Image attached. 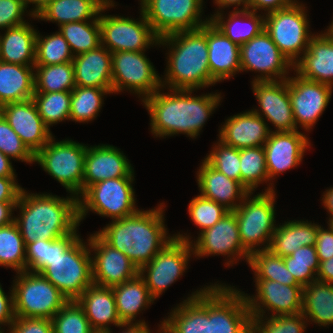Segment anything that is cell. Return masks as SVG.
Wrapping results in <instances>:
<instances>
[{
	"label": "cell",
	"mask_w": 333,
	"mask_h": 333,
	"mask_svg": "<svg viewBox=\"0 0 333 333\" xmlns=\"http://www.w3.org/2000/svg\"><path fill=\"white\" fill-rule=\"evenodd\" d=\"M307 322L302 312L282 316H251L254 333H304Z\"/></svg>",
	"instance_id": "49"
},
{
	"label": "cell",
	"mask_w": 333,
	"mask_h": 333,
	"mask_svg": "<svg viewBox=\"0 0 333 333\" xmlns=\"http://www.w3.org/2000/svg\"><path fill=\"white\" fill-rule=\"evenodd\" d=\"M158 206L112 220L96 233L108 245L126 254L140 270L175 238L167 233L163 202Z\"/></svg>",
	"instance_id": "4"
},
{
	"label": "cell",
	"mask_w": 333,
	"mask_h": 333,
	"mask_svg": "<svg viewBox=\"0 0 333 333\" xmlns=\"http://www.w3.org/2000/svg\"><path fill=\"white\" fill-rule=\"evenodd\" d=\"M254 280L256 295L248 296L247 293H244L251 316H264L266 310L272 311L270 316L302 312V285H286L264 279Z\"/></svg>",
	"instance_id": "18"
},
{
	"label": "cell",
	"mask_w": 333,
	"mask_h": 333,
	"mask_svg": "<svg viewBox=\"0 0 333 333\" xmlns=\"http://www.w3.org/2000/svg\"><path fill=\"white\" fill-rule=\"evenodd\" d=\"M0 151L13 160L34 162V154L0 114Z\"/></svg>",
	"instance_id": "52"
},
{
	"label": "cell",
	"mask_w": 333,
	"mask_h": 333,
	"mask_svg": "<svg viewBox=\"0 0 333 333\" xmlns=\"http://www.w3.org/2000/svg\"><path fill=\"white\" fill-rule=\"evenodd\" d=\"M46 126L69 120L71 92L34 93L32 98Z\"/></svg>",
	"instance_id": "46"
},
{
	"label": "cell",
	"mask_w": 333,
	"mask_h": 333,
	"mask_svg": "<svg viewBox=\"0 0 333 333\" xmlns=\"http://www.w3.org/2000/svg\"><path fill=\"white\" fill-rule=\"evenodd\" d=\"M319 224L293 220L276 225L269 250L281 257L288 256L298 248L313 246L316 243Z\"/></svg>",
	"instance_id": "36"
},
{
	"label": "cell",
	"mask_w": 333,
	"mask_h": 333,
	"mask_svg": "<svg viewBox=\"0 0 333 333\" xmlns=\"http://www.w3.org/2000/svg\"><path fill=\"white\" fill-rule=\"evenodd\" d=\"M25 252V271L42 274L69 301L93 284L92 252L77 229L55 240L26 244Z\"/></svg>",
	"instance_id": "1"
},
{
	"label": "cell",
	"mask_w": 333,
	"mask_h": 333,
	"mask_svg": "<svg viewBox=\"0 0 333 333\" xmlns=\"http://www.w3.org/2000/svg\"><path fill=\"white\" fill-rule=\"evenodd\" d=\"M185 235L178 232V234H174V237L190 242L194 257L202 258L209 255H224L226 257L227 255L229 261L225 264L228 267L239 259L244 258L247 263L249 261L250 253L242 246L237 217L233 211L227 212L211 228L199 233L196 241L193 242L187 234Z\"/></svg>",
	"instance_id": "15"
},
{
	"label": "cell",
	"mask_w": 333,
	"mask_h": 333,
	"mask_svg": "<svg viewBox=\"0 0 333 333\" xmlns=\"http://www.w3.org/2000/svg\"><path fill=\"white\" fill-rule=\"evenodd\" d=\"M4 329L3 328H0V333H4ZM8 333V332H7Z\"/></svg>",
	"instance_id": "71"
},
{
	"label": "cell",
	"mask_w": 333,
	"mask_h": 333,
	"mask_svg": "<svg viewBox=\"0 0 333 333\" xmlns=\"http://www.w3.org/2000/svg\"><path fill=\"white\" fill-rule=\"evenodd\" d=\"M8 333H53L50 319L15 317L8 328Z\"/></svg>",
	"instance_id": "54"
},
{
	"label": "cell",
	"mask_w": 333,
	"mask_h": 333,
	"mask_svg": "<svg viewBox=\"0 0 333 333\" xmlns=\"http://www.w3.org/2000/svg\"><path fill=\"white\" fill-rule=\"evenodd\" d=\"M37 32L28 22L6 29L0 34V61L35 66Z\"/></svg>",
	"instance_id": "32"
},
{
	"label": "cell",
	"mask_w": 333,
	"mask_h": 333,
	"mask_svg": "<svg viewBox=\"0 0 333 333\" xmlns=\"http://www.w3.org/2000/svg\"><path fill=\"white\" fill-rule=\"evenodd\" d=\"M11 158L0 151V177H16Z\"/></svg>",
	"instance_id": "62"
},
{
	"label": "cell",
	"mask_w": 333,
	"mask_h": 333,
	"mask_svg": "<svg viewBox=\"0 0 333 333\" xmlns=\"http://www.w3.org/2000/svg\"><path fill=\"white\" fill-rule=\"evenodd\" d=\"M315 248L319 261L333 257V223H328L327 229L318 227Z\"/></svg>",
	"instance_id": "55"
},
{
	"label": "cell",
	"mask_w": 333,
	"mask_h": 333,
	"mask_svg": "<svg viewBox=\"0 0 333 333\" xmlns=\"http://www.w3.org/2000/svg\"><path fill=\"white\" fill-rule=\"evenodd\" d=\"M254 111L248 110L230 116L219 129V140L236 149L263 146L271 129Z\"/></svg>",
	"instance_id": "25"
},
{
	"label": "cell",
	"mask_w": 333,
	"mask_h": 333,
	"mask_svg": "<svg viewBox=\"0 0 333 333\" xmlns=\"http://www.w3.org/2000/svg\"><path fill=\"white\" fill-rule=\"evenodd\" d=\"M283 259L286 268L303 287L317 280L320 262L315 245L298 248Z\"/></svg>",
	"instance_id": "47"
},
{
	"label": "cell",
	"mask_w": 333,
	"mask_h": 333,
	"mask_svg": "<svg viewBox=\"0 0 333 333\" xmlns=\"http://www.w3.org/2000/svg\"><path fill=\"white\" fill-rule=\"evenodd\" d=\"M204 159L213 168L241 184L240 149L229 146L218 139V142Z\"/></svg>",
	"instance_id": "50"
},
{
	"label": "cell",
	"mask_w": 333,
	"mask_h": 333,
	"mask_svg": "<svg viewBox=\"0 0 333 333\" xmlns=\"http://www.w3.org/2000/svg\"><path fill=\"white\" fill-rule=\"evenodd\" d=\"M246 333H254V331L250 328Z\"/></svg>",
	"instance_id": "69"
},
{
	"label": "cell",
	"mask_w": 333,
	"mask_h": 333,
	"mask_svg": "<svg viewBox=\"0 0 333 333\" xmlns=\"http://www.w3.org/2000/svg\"><path fill=\"white\" fill-rule=\"evenodd\" d=\"M233 287L221 283L208 286L209 333H246L251 328L244 292Z\"/></svg>",
	"instance_id": "12"
},
{
	"label": "cell",
	"mask_w": 333,
	"mask_h": 333,
	"mask_svg": "<svg viewBox=\"0 0 333 333\" xmlns=\"http://www.w3.org/2000/svg\"><path fill=\"white\" fill-rule=\"evenodd\" d=\"M326 34L333 39V21L330 23V26H328V29L325 30Z\"/></svg>",
	"instance_id": "66"
},
{
	"label": "cell",
	"mask_w": 333,
	"mask_h": 333,
	"mask_svg": "<svg viewBox=\"0 0 333 333\" xmlns=\"http://www.w3.org/2000/svg\"><path fill=\"white\" fill-rule=\"evenodd\" d=\"M146 1H148V0H140V5L142 6Z\"/></svg>",
	"instance_id": "68"
},
{
	"label": "cell",
	"mask_w": 333,
	"mask_h": 333,
	"mask_svg": "<svg viewBox=\"0 0 333 333\" xmlns=\"http://www.w3.org/2000/svg\"><path fill=\"white\" fill-rule=\"evenodd\" d=\"M161 89L142 101L151 118V133L159 138L182 133L196 139L222 99L217 92L192 96L196 90L169 89L164 93Z\"/></svg>",
	"instance_id": "2"
},
{
	"label": "cell",
	"mask_w": 333,
	"mask_h": 333,
	"mask_svg": "<svg viewBox=\"0 0 333 333\" xmlns=\"http://www.w3.org/2000/svg\"><path fill=\"white\" fill-rule=\"evenodd\" d=\"M111 93L113 94V90L76 86L71 91L69 120L79 123L94 120L104 104L103 96Z\"/></svg>",
	"instance_id": "40"
},
{
	"label": "cell",
	"mask_w": 333,
	"mask_h": 333,
	"mask_svg": "<svg viewBox=\"0 0 333 333\" xmlns=\"http://www.w3.org/2000/svg\"><path fill=\"white\" fill-rule=\"evenodd\" d=\"M248 264L255 279L276 281L286 285H300L286 268L283 257L269 249L257 250L250 254Z\"/></svg>",
	"instance_id": "41"
},
{
	"label": "cell",
	"mask_w": 333,
	"mask_h": 333,
	"mask_svg": "<svg viewBox=\"0 0 333 333\" xmlns=\"http://www.w3.org/2000/svg\"><path fill=\"white\" fill-rule=\"evenodd\" d=\"M0 114L34 155L53 137L33 99L5 104Z\"/></svg>",
	"instance_id": "22"
},
{
	"label": "cell",
	"mask_w": 333,
	"mask_h": 333,
	"mask_svg": "<svg viewBox=\"0 0 333 333\" xmlns=\"http://www.w3.org/2000/svg\"><path fill=\"white\" fill-rule=\"evenodd\" d=\"M134 177L112 178L89 186L79 197V221L90 211L112 220L137 213Z\"/></svg>",
	"instance_id": "9"
},
{
	"label": "cell",
	"mask_w": 333,
	"mask_h": 333,
	"mask_svg": "<svg viewBox=\"0 0 333 333\" xmlns=\"http://www.w3.org/2000/svg\"><path fill=\"white\" fill-rule=\"evenodd\" d=\"M26 9L29 8L28 4H32L35 5L33 6L34 8H32V11H29V15L32 18H36L41 12L42 10L53 0H22Z\"/></svg>",
	"instance_id": "64"
},
{
	"label": "cell",
	"mask_w": 333,
	"mask_h": 333,
	"mask_svg": "<svg viewBox=\"0 0 333 333\" xmlns=\"http://www.w3.org/2000/svg\"><path fill=\"white\" fill-rule=\"evenodd\" d=\"M291 4L289 0H250L249 10L257 12L258 10L266 11L268 14L277 10L284 9Z\"/></svg>",
	"instance_id": "58"
},
{
	"label": "cell",
	"mask_w": 333,
	"mask_h": 333,
	"mask_svg": "<svg viewBox=\"0 0 333 333\" xmlns=\"http://www.w3.org/2000/svg\"><path fill=\"white\" fill-rule=\"evenodd\" d=\"M159 327H160V328H159L158 330H159L160 333H169V332L163 327V322H161V324H159ZM159 332H158V333H159Z\"/></svg>",
	"instance_id": "67"
},
{
	"label": "cell",
	"mask_w": 333,
	"mask_h": 333,
	"mask_svg": "<svg viewBox=\"0 0 333 333\" xmlns=\"http://www.w3.org/2000/svg\"><path fill=\"white\" fill-rule=\"evenodd\" d=\"M34 66L0 61V106L33 98Z\"/></svg>",
	"instance_id": "35"
},
{
	"label": "cell",
	"mask_w": 333,
	"mask_h": 333,
	"mask_svg": "<svg viewBox=\"0 0 333 333\" xmlns=\"http://www.w3.org/2000/svg\"><path fill=\"white\" fill-rule=\"evenodd\" d=\"M74 56L101 45L99 20L70 22L59 27Z\"/></svg>",
	"instance_id": "42"
},
{
	"label": "cell",
	"mask_w": 333,
	"mask_h": 333,
	"mask_svg": "<svg viewBox=\"0 0 333 333\" xmlns=\"http://www.w3.org/2000/svg\"><path fill=\"white\" fill-rule=\"evenodd\" d=\"M199 167L196 174L202 197L223 205L229 211H234L249 193L238 181L228 178L205 159Z\"/></svg>",
	"instance_id": "28"
},
{
	"label": "cell",
	"mask_w": 333,
	"mask_h": 333,
	"mask_svg": "<svg viewBox=\"0 0 333 333\" xmlns=\"http://www.w3.org/2000/svg\"><path fill=\"white\" fill-rule=\"evenodd\" d=\"M25 247L24 240L14 221L0 227V266L12 268L16 273L25 271Z\"/></svg>",
	"instance_id": "43"
},
{
	"label": "cell",
	"mask_w": 333,
	"mask_h": 333,
	"mask_svg": "<svg viewBox=\"0 0 333 333\" xmlns=\"http://www.w3.org/2000/svg\"><path fill=\"white\" fill-rule=\"evenodd\" d=\"M16 204L17 202H0V227L6 226L14 221L13 211Z\"/></svg>",
	"instance_id": "60"
},
{
	"label": "cell",
	"mask_w": 333,
	"mask_h": 333,
	"mask_svg": "<svg viewBox=\"0 0 333 333\" xmlns=\"http://www.w3.org/2000/svg\"><path fill=\"white\" fill-rule=\"evenodd\" d=\"M51 321L53 333H96L76 300L68 301Z\"/></svg>",
	"instance_id": "48"
},
{
	"label": "cell",
	"mask_w": 333,
	"mask_h": 333,
	"mask_svg": "<svg viewBox=\"0 0 333 333\" xmlns=\"http://www.w3.org/2000/svg\"><path fill=\"white\" fill-rule=\"evenodd\" d=\"M259 109H252L257 115L275 127L276 132L296 131L293 110L286 80L251 81ZM265 117V118H264Z\"/></svg>",
	"instance_id": "21"
},
{
	"label": "cell",
	"mask_w": 333,
	"mask_h": 333,
	"mask_svg": "<svg viewBox=\"0 0 333 333\" xmlns=\"http://www.w3.org/2000/svg\"><path fill=\"white\" fill-rule=\"evenodd\" d=\"M110 0H53L36 17L42 21L58 23V26L70 22L99 20L101 9Z\"/></svg>",
	"instance_id": "37"
},
{
	"label": "cell",
	"mask_w": 333,
	"mask_h": 333,
	"mask_svg": "<svg viewBox=\"0 0 333 333\" xmlns=\"http://www.w3.org/2000/svg\"><path fill=\"white\" fill-rule=\"evenodd\" d=\"M207 44L210 74L216 83L241 72L240 46L226 37L211 21L207 23Z\"/></svg>",
	"instance_id": "29"
},
{
	"label": "cell",
	"mask_w": 333,
	"mask_h": 333,
	"mask_svg": "<svg viewBox=\"0 0 333 333\" xmlns=\"http://www.w3.org/2000/svg\"><path fill=\"white\" fill-rule=\"evenodd\" d=\"M142 52L119 51L112 53L113 93L124 89L142 97V101L162 88L161 77L149 58Z\"/></svg>",
	"instance_id": "14"
},
{
	"label": "cell",
	"mask_w": 333,
	"mask_h": 333,
	"mask_svg": "<svg viewBox=\"0 0 333 333\" xmlns=\"http://www.w3.org/2000/svg\"><path fill=\"white\" fill-rule=\"evenodd\" d=\"M253 193L249 192L233 211L237 217L242 246L250 254L257 250H267L276 228V193L273 183L269 182L265 192L252 197Z\"/></svg>",
	"instance_id": "6"
},
{
	"label": "cell",
	"mask_w": 333,
	"mask_h": 333,
	"mask_svg": "<svg viewBox=\"0 0 333 333\" xmlns=\"http://www.w3.org/2000/svg\"><path fill=\"white\" fill-rule=\"evenodd\" d=\"M10 291L9 297L0 284V328L4 325L10 327L15 319L12 288Z\"/></svg>",
	"instance_id": "57"
},
{
	"label": "cell",
	"mask_w": 333,
	"mask_h": 333,
	"mask_svg": "<svg viewBox=\"0 0 333 333\" xmlns=\"http://www.w3.org/2000/svg\"><path fill=\"white\" fill-rule=\"evenodd\" d=\"M114 6V1L110 0L99 13L101 44L105 48L111 53L142 52L150 48V45H159L160 37L153 31L141 9L140 20L102 14Z\"/></svg>",
	"instance_id": "11"
},
{
	"label": "cell",
	"mask_w": 333,
	"mask_h": 333,
	"mask_svg": "<svg viewBox=\"0 0 333 333\" xmlns=\"http://www.w3.org/2000/svg\"><path fill=\"white\" fill-rule=\"evenodd\" d=\"M76 86L112 90V53L102 44L73 58Z\"/></svg>",
	"instance_id": "30"
},
{
	"label": "cell",
	"mask_w": 333,
	"mask_h": 333,
	"mask_svg": "<svg viewBox=\"0 0 333 333\" xmlns=\"http://www.w3.org/2000/svg\"><path fill=\"white\" fill-rule=\"evenodd\" d=\"M225 18L217 12L210 16V21L231 41L238 46L257 36L265 27V15L251 10H233ZM227 19V20H225Z\"/></svg>",
	"instance_id": "34"
},
{
	"label": "cell",
	"mask_w": 333,
	"mask_h": 333,
	"mask_svg": "<svg viewBox=\"0 0 333 333\" xmlns=\"http://www.w3.org/2000/svg\"><path fill=\"white\" fill-rule=\"evenodd\" d=\"M116 310L122 323H146L135 320L141 311L155 301L144 279L138 274L135 278L112 287ZM135 321V322H134Z\"/></svg>",
	"instance_id": "33"
},
{
	"label": "cell",
	"mask_w": 333,
	"mask_h": 333,
	"mask_svg": "<svg viewBox=\"0 0 333 333\" xmlns=\"http://www.w3.org/2000/svg\"><path fill=\"white\" fill-rule=\"evenodd\" d=\"M21 190L16 177H0V202H17Z\"/></svg>",
	"instance_id": "56"
},
{
	"label": "cell",
	"mask_w": 333,
	"mask_h": 333,
	"mask_svg": "<svg viewBox=\"0 0 333 333\" xmlns=\"http://www.w3.org/2000/svg\"><path fill=\"white\" fill-rule=\"evenodd\" d=\"M13 280L15 317L52 319L69 301L42 274L23 271Z\"/></svg>",
	"instance_id": "8"
},
{
	"label": "cell",
	"mask_w": 333,
	"mask_h": 333,
	"mask_svg": "<svg viewBox=\"0 0 333 333\" xmlns=\"http://www.w3.org/2000/svg\"><path fill=\"white\" fill-rule=\"evenodd\" d=\"M76 301L83 308L96 333H106L111 329L110 324L122 328L112 288L92 284Z\"/></svg>",
	"instance_id": "31"
},
{
	"label": "cell",
	"mask_w": 333,
	"mask_h": 333,
	"mask_svg": "<svg viewBox=\"0 0 333 333\" xmlns=\"http://www.w3.org/2000/svg\"><path fill=\"white\" fill-rule=\"evenodd\" d=\"M74 55L68 42L58 31L55 34L41 36L37 32L35 66L56 65L72 62Z\"/></svg>",
	"instance_id": "45"
},
{
	"label": "cell",
	"mask_w": 333,
	"mask_h": 333,
	"mask_svg": "<svg viewBox=\"0 0 333 333\" xmlns=\"http://www.w3.org/2000/svg\"><path fill=\"white\" fill-rule=\"evenodd\" d=\"M87 145L65 139L55 141L54 136L34 155V162L65 189L79 197L83 193L84 158Z\"/></svg>",
	"instance_id": "7"
},
{
	"label": "cell",
	"mask_w": 333,
	"mask_h": 333,
	"mask_svg": "<svg viewBox=\"0 0 333 333\" xmlns=\"http://www.w3.org/2000/svg\"><path fill=\"white\" fill-rule=\"evenodd\" d=\"M131 165L124 153L113 145L87 146L84 158L83 192L102 180L134 177V168Z\"/></svg>",
	"instance_id": "24"
},
{
	"label": "cell",
	"mask_w": 333,
	"mask_h": 333,
	"mask_svg": "<svg viewBox=\"0 0 333 333\" xmlns=\"http://www.w3.org/2000/svg\"><path fill=\"white\" fill-rule=\"evenodd\" d=\"M240 63L241 72L260 73L254 77V82L286 80L289 71L293 69L291 62L281 53L265 29L240 46Z\"/></svg>",
	"instance_id": "16"
},
{
	"label": "cell",
	"mask_w": 333,
	"mask_h": 333,
	"mask_svg": "<svg viewBox=\"0 0 333 333\" xmlns=\"http://www.w3.org/2000/svg\"><path fill=\"white\" fill-rule=\"evenodd\" d=\"M249 1L250 0H214V3L218 6L219 10L221 9V11H219L217 9V12H222L225 8L230 7V6H237V8L235 7L234 10H240V8H238V6L242 5V10H248L249 9Z\"/></svg>",
	"instance_id": "61"
},
{
	"label": "cell",
	"mask_w": 333,
	"mask_h": 333,
	"mask_svg": "<svg viewBox=\"0 0 333 333\" xmlns=\"http://www.w3.org/2000/svg\"><path fill=\"white\" fill-rule=\"evenodd\" d=\"M227 212L229 210L223 205L201 195L194 197L188 205L189 216L194 224L200 228V233L211 228Z\"/></svg>",
	"instance_id": "51"
},
{
	"label": "cell",
	"mask_w": 333,
	"mask_h": 333,
	"mask_svg": "<svg viewBox=\"0 0 333 333\" xmlns=\"http://www.w3.org/2000/svg\"><path fill=\"white\" fill-rule=\"evenodd\" d=\"M191 255V243L174 238L139 270V275L154 299L160 297L163 291L183 275Z\"/></svg>",
	"instance_id": "17"
},
{
	"label": "cell",
	"mask_w": 333,
	"mask_h": 333,
	"mask_svg": "<svg viewBox=\"0 0 333 333\" xmlns=\"http://www.w3.org/2000/svg\"><path fill=\"white\" fill-rule=\"evenodd\" d=\"M295 76L287 79L293 117L297 130L300 126L308 132L325 111L333 87L304 79L298 74Z\"/></svg>",
	"instance_id": "19"
},
{
	"label": "cell",
	"mask_w": 333,
	"mask_h": 333,
	"mask_svg": "<svg viewBox=\"0 0 333 333\" xmlns=\"http://www.w3.org/2000/svg\"><path fill=\"white\" fill-rule=\"evenodd\" d=\"M92 256L94 285L112 288L135 278L138 268L126 254L108 245L96 232L87 239Z\"/></svg>",
	"instance_id": "20"
},
{
	"label": "cell",
	"mask_w": 333,
	"mask_h": 333,
	"mask_svg": "<svg viewBox=\"0 0 333 333\" xmlns=\"http://www.w3.org/2000/svg\"><path fill=\"white\" fill-rule=\"evenodd\" d=\"M186 298L162 321L163 327L169 333H209L208 286Z\"/></svg>",
	"instance_id": "26"
},
{
	"label": "cell",
	"mask_w": 333,
	"mask_h": 333,
	"mask_svg": "<svg viewBox=\"0 0 333 333\" xmlns=\"http://www.w3.org/2000/svg\"><path fill=\"white\" fill-rule=\"evenodd\" d=\"M293 69L304 79L333 87V39L325 32L315 34Z\"/></svg>",
	"instance_id": "27"
},
{
	"label": "cell",
	"mask_w": 333,
	"mask_h": 333,
	"mask_svg": "<svg viewBox=\"0 0 333 333\" xmlns=\"http://www.w3.org/2000/svg\"><path fill=\"white\" fill-rule=\"evenodd\" d=\"M305 8L302 3H291L284 9L265 14L264 29L292 65L308 49L310 39L314 36L309 30L310 21Z\"/></svg>",
	"instance_id": "10"
},
{
	"label": "cell",
	"mask_w": 333,
	"mask_h": 333,
	"mask_svg": "<svg viewBox=\"0 0 333 333\" xmlns=\"http://www.w3.org/2000/svg\"><path fill=\"white\" fill-rule=\"evenodd\" d=\"M319 262L317 280L325 283H333V257Z\"/></svg>",
	"instance_id": "59"
},
{
	"label": "cell",
	"mask_w": 333,
	"mask_h": 333,
	"mask_svg": "<svg viewBox=\"0 0 333 333\" xmlns=\"http://www.w3.org/2000/svg\"><path fill=\"white\" fill-rule=\"evenodd\" d=\"M159 45L170 48L165 77L161 79L163 88L199 90L216 84L208 63L207 24L196 30L164 35Z\"/></svg>",
	"instance_id": "5"
},
{
	"label": "cell",
	"mask_w": 333,
	"mask_h": 333,
	"mask_svg": "<svg viewBox=\"0 0 333 333\" xmlns=\"http://www.w3.org/2000/svg\"><path fill=\"white\" fill-rule=\"evenodd\" d=\"M14 217L25 245L38 239L55 240L72 234L79 227L78 197H59L50 193H28L22 188Z\"/></svg>",
	"instance_id": "3"
},
{
	"label": "cell",
	"mask_w": 333,
	"mask_h": 333,
	"mask_svg": "<svg viewBox=\"0 0 333 333\" xmlns=\"http://www.w3.org/2000/svg\"><path fill=\"white\" fill-rule=\"evenodd\" d=\"M121 327H125L120 333H151L147 323H123ZM112 330H108L106 333H111Z\"/></svg>",
	"instance_id": "63"
},
{
	"label": "cell",
	"mask_w": 333,
	"mask_h": 333,
	"mask_svg": "<svg viewBox=\"0 0 333 333\" xmlns=\"http://www.w3.org/2000/svg\"><path fill=\"white\" fill-rule=\"evenodd\" d=\"M241 185L253 192L262 183L269 182L263 146L240 149Z\"/></svg>",
	"instance_id": "44"
},
{
	"label": "cell",
	"mask_w": 333,
	"mask_h": 333,
	"mask_svg": "<svg viewBox=\"0 0 333 333\" xmlns=\"http://www.w3.org/2000/svg\"><path fill=\"white\" fill-rule=\"evenodd\" d=\"M302 314L318 326L333 325V283L313 281L303 287Z\"/></svg>",
	"instance_id": "38"
},
{
	"label": "cell",
	"mask_w": 333,
	"mask_h": 333,
	"mask_svg": "<svg viewBox=\"0 0 333 333\" xmlns=\"http://www.w3.org/2000/svg\"><path fill=\"white\" fill-rule=\"evenodd\" d=\"M310 145L309 138L299 130L271 131L263 145L269 181L284 171L297 167Z\"/></svg>",
	"instance_id": "23"
},
{
	"label": "cell",
	"mask_w": 333,
	"mask_h": 333,
	"mask_svg": "<svg viewBox=\"0 0 333 333\" xmlns=\"http://www.w3.org/2000/svg\"><path fill=\"white\" fill-rule=\"evenodd\" d=\"M25 11L28 10L22 0H0V30L27 23Z\"/></svg>",
	"instance_id": "53"
},
{
	"label": "cell",
	"mask_w": 333,
	"mask_h": 333,
	"mask_svg": "<svg viewBox=\"0 0 333 333\" xmlns=\"http://www.w3.org/2000/svg\"><path fill=\"white\" fill-rule=\"evenodd\" d=\"M203 0H148L140 9L159 36L177 31L196 30L210 22L202 20Z\"/></svg>",
	"instance_id": "13"
},
{
	"label": "cell",
	"mask_w": 333,
	"mask_h": 333,
	"mask_svg": "<svg viewBox=\"0 0 333 333\" xmlns=\"http://www.w3.org/2000/svg\"><path fill=\"white\" fill-rule=\"evenodd\" d=\"M34 70V93L71 92L76 87L72 62L34 66Z\"/></svg>",
	"instance_id": "39"
},
{
	"label": "cell",
	"mask_w": 333,
	"mask_h": 333,
	"mask_svg": "<svg viewBox=\"0 0 333 333\" xmlns=\"http://www.w3.org/2000/svg\"><path fill=\"white\" fill-rule=\"evenodd\" d=\"M322 204L327 209V213L329 212V220L327 223H333V187L327 189L323 195Z\"/></svg>",
	"instance_id": "65"
},
{
	"label": "cell",
	"mask_w": 333,
	"mask_h": 333,
	"mask_svg": "<svg viewBox=\"0 0 333 333\" xmlns=\"http://www.w3.org/2000/svg\"><path fill=\"white\" fill-rule=\"evenodd\" d=\"M291 3H298L297 0H289Z\"/></svg>",
	"instance_id": "70"
}]
</instances>
